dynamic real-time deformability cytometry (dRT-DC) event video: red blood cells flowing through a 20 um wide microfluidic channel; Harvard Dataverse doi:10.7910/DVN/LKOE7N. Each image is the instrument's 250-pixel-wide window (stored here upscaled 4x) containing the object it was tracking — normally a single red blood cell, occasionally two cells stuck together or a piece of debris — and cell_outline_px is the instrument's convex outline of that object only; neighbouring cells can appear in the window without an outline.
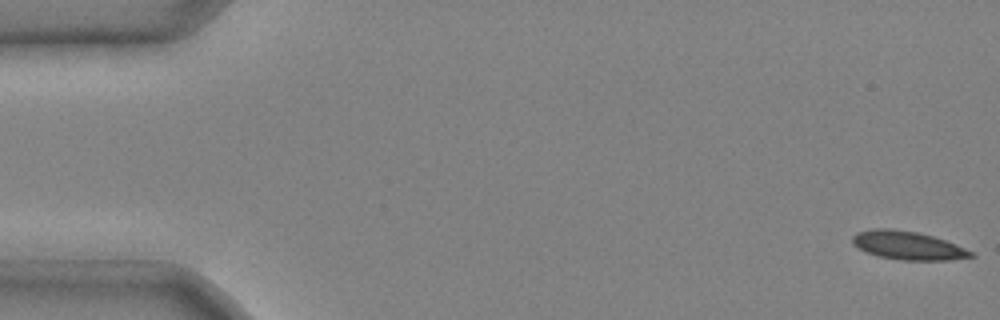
{"species": "common noctule bat (a hibernating species)", "species_latin": "Nyctalus noctula", "temperature_condition": "cold", "stored_images_in_passage": 5, "camera_frame_rate_fps": 3000, "um_per_image_px": 0.085, "animal": {"sex": "male", "body_mass_g": 20.4}, "frame": {"image": 1, "passage_image": 1, "time_ms": 0.0, "image_size_px": [1000, 320], "cell_outline_px": [[976, 256], [952, 260], [904, 260], [880, 256], [868, 252], [852, 244], [852, 236], [856, 232], [872, 228], [888, 228], [920, 232], [956, 244], [972, 252]], "centroid_in_image_um": [77.16, 20.85], "position_along_channel_um": 7.8, "area_um2": 19.54}}